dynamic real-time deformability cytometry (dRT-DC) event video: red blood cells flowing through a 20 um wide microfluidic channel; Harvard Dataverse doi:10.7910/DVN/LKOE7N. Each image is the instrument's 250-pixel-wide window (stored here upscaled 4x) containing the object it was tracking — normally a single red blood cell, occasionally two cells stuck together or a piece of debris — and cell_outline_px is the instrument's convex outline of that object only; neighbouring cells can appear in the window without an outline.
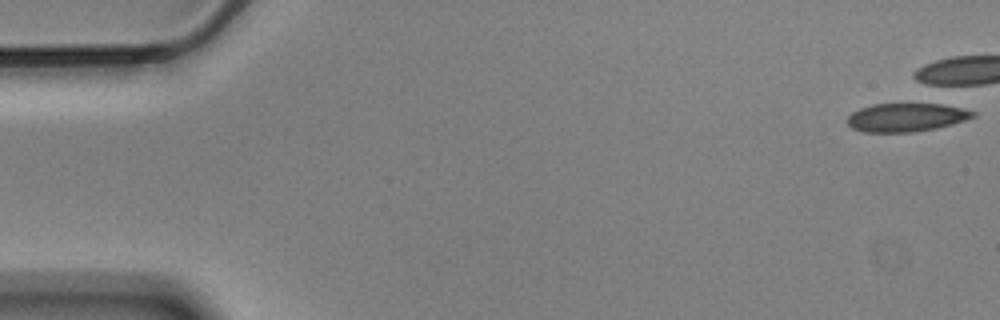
{"species": "Egyptian fruit bat (a non-hibernating species)", "species_latin": "Rousettus aegyptiacus", "temperature_condition": "cold", "stored_images_in_passage": 1, "camera_frame_rate_fps": 3000, "um_per_image_px": 0.085, "animal": {"sex": "male"}, "frame": {"image": 1, "passage_image": 1, "time_ms": 0.0, "image_size_px": [1000, 320], "cell_outline_px": [[976, 116], [952, 124], [936, 128], [912, 132], [864, 132], [852, 128], [848, 124], [848, 116], [852, 112], [860, 108], [872, 104], [928, 100], [932, 100], [976, 112]], "centroid_in_image_um": [77.08, 9.91], "position_along_channel_um": 7.9, "area_um2": 21.91}}